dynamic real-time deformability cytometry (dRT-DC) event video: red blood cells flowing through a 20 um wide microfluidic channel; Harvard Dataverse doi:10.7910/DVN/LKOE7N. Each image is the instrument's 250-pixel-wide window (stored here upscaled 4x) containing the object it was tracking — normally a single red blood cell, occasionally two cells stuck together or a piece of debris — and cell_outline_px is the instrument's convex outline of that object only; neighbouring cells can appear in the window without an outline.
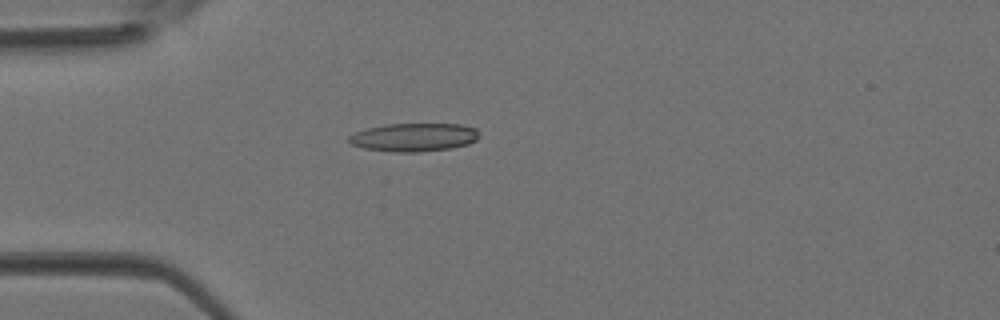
{"species": "Egyptian fruit bat (a non-hibernating species)", "species_latin": "Rousettus aegyptiacus", "temperature_condition": "room temperature", "stored_images_in_passage": 42, "camera_frame_rate_fps": 3000, "um_per_image_px": 0.085, "animal": {"sex": "female"}, "frame": {"image": 1, "passage_image": 12, "time_ms": 3.667, "image_size_px": [1000, 320], "cell_outline_px": [[480, 136], [476, 140], [468, 144], [452, 148], [420, 152], [392, 152], [364, 148], [352, 144], [348, 140], [348, 136], [356, 132], [368, 128], [388, 124], [460, 124], [476, 128], [480, 132]], "centroid_in_image_um": [35.23, 11.67], "position_along_channel_um": 49.8, "area_um2": 21.56}}
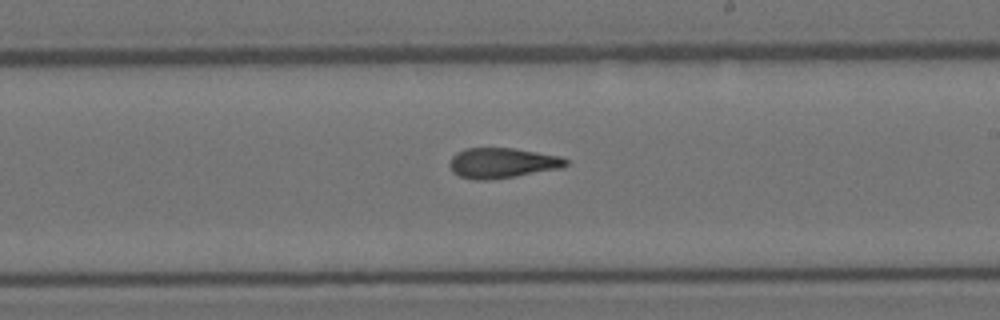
{"frame": {"image": 2, "passage_image": 25, "time_ms": 8.0, "image_size_px": [1000, 320], "cell_outline_px": [[568, 164], [564, 168], [516, 176], [484, 180], [476, 180], [460, 176], [452, 172], [448, 164], [452, 156], [456, 152], [464, 148], [512, 148], [560, 156], [568, 160]], "centroid_in_image_um": [42.68, 13.85], "position_along_channel_um": 246.3, "area_um2": 20.58}}
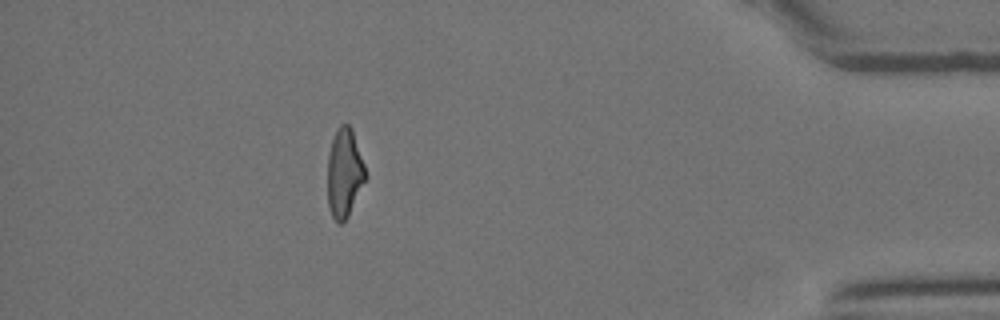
{"frame": {"image": 3, "passage_image": 38, "time_ms": 12.333, "image_size_px": [1000, 320], "cell_outline_px": [[368, 176], [348, 216], [340, 224], [332, 216], [328, 204], [328, 156], [332, 140], [340, 124], [348, 124], [352, 128]], "centroid_in_image_um": [29.29, 14.7], "position_along_channel_um": 405.9, "area_um2": 19.54}}